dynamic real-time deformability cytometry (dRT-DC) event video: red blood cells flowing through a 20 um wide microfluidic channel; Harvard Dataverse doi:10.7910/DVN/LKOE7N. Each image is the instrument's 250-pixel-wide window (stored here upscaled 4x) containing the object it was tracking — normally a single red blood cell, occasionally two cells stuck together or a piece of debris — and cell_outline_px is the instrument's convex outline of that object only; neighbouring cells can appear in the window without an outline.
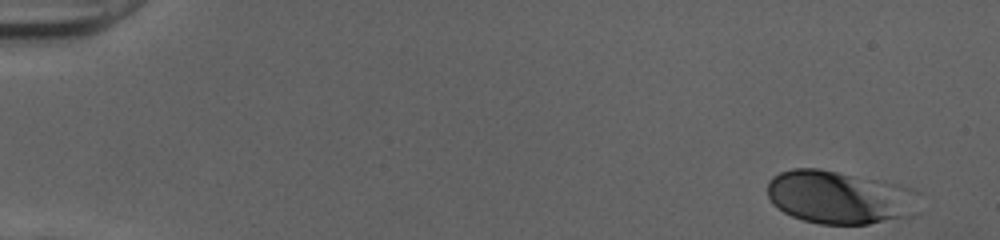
{"species": "human", "species_latin": "Homo sapiens", "temperature_condition": "cold", "stored_images_in_passage": 41, "camera_frame_rate_fps": 3000, "um_per_image_px": 0.085, "donor": {"sex": "female"}, "frame": {"image": 1, "passage_image": 1, "time_ms": 0.0, "image_size_px": [1000, 240], "cell_outline_px": [[920, 212], [916, 216], [868, 224], [820, 224], [804, 220], [792, 216], [784, 212], [772, 204], [768, 196], [768, 180], [772, 176], [780, 172], [792, 168], [820, 168], [852, 176], [860, 180]], "centroid_in_image_um": [70.79, 16.85], "position_along_channel_um": 14.2, "area_um2": 41.96}}
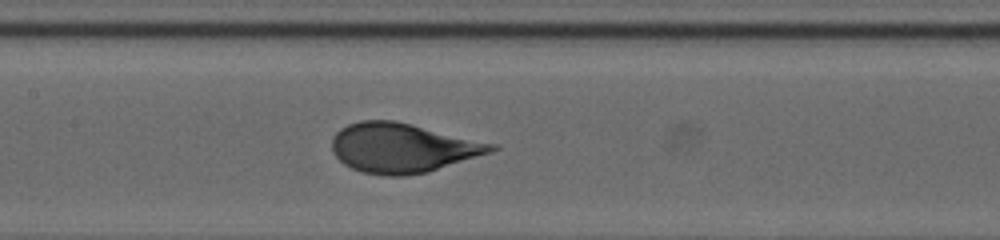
{"frame": {"image": 2, "passage_image": 24, "time_ms": 7.667, "image_size_px": [1000, 240], "cell_outline_px": [[500, 148], [492, 152], [428, 172], [404, 176], [384, 176], [364, 172], [352, 168], [344, 164], [332, 152], [332, 136], [340, 128], [348, 124], [360, 120], [392, 120], [412, 124], [500, 144]], "centroid_in_image_um": [34.25, 12.56], "position_along_channel_um": 173.1, "area_um2": 46.3}}
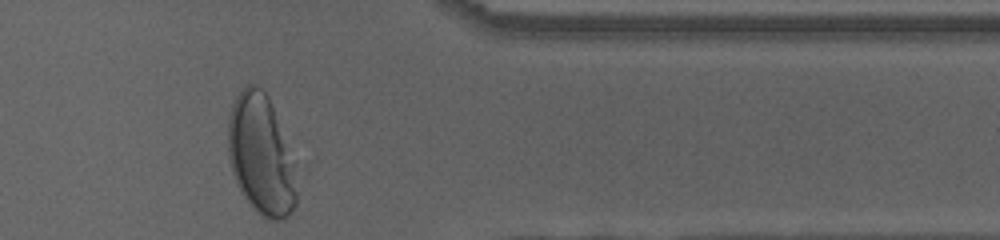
{"frame": {"image": 3, "passage_image": 41, "time_ms": 13.333, "image_size_px": [1000, 240], "cell_outline_px": [[296, 204], [288, 216], [284, 220], [268, 220], [252, 208], [236, 184], [228, 160], [228, 116], [232, 104], [240, 88], [248, 84], [256, 84], [268, 96], [272, 108], [284, 148], [296, 192]], "centroid_in_image_um": [22.06, 13.19], "position_along_channel_um": 389.3, "area_um2": 46.07}}